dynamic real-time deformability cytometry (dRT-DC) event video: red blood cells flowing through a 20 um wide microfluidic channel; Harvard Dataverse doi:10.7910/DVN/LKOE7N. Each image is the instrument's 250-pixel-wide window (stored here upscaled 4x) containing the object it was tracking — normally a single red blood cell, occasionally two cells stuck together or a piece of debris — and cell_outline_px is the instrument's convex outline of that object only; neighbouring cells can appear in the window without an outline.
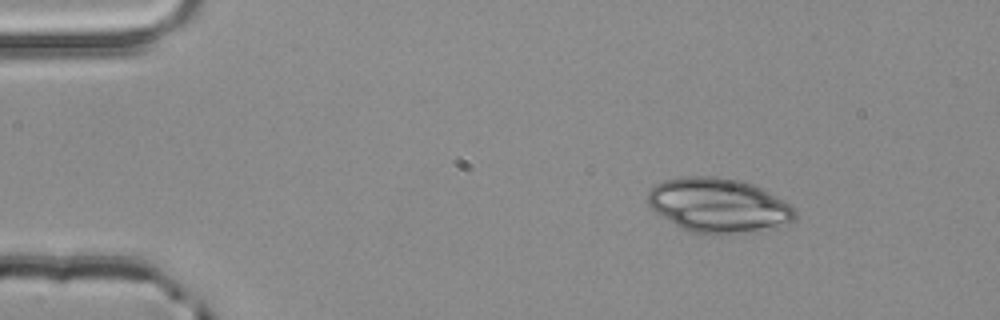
{"species": "common noctule bat (a hibernating species)", "species_latin": "Nyctalus noctula", "temperature_condition": "room temperature", "stored_images_in_passage": 2, "camera_frame_rate_fps": 3000, "um_per_image_px": 0.085, "animal": {"sex": "male", "body_mass_g": 20.4}, "frame": {"image": 1, "passage_image": 1, "time_ms": 0.0, "image_size_px": [1000, 320], "cell_outline_px": [[796, 220], [744, 232], [716, 236], [688, 232], [660, 216], [648, 204], [648, 192], [656, 184], [664, 180], [680, 176], [716, 176], [736, 180], [752, 184], [792, 204], [796, 212]], "centroid_in_image_um": [61.01, 17.45], "position_along_channel_um": 24.0, "area_um2": 46.53}}